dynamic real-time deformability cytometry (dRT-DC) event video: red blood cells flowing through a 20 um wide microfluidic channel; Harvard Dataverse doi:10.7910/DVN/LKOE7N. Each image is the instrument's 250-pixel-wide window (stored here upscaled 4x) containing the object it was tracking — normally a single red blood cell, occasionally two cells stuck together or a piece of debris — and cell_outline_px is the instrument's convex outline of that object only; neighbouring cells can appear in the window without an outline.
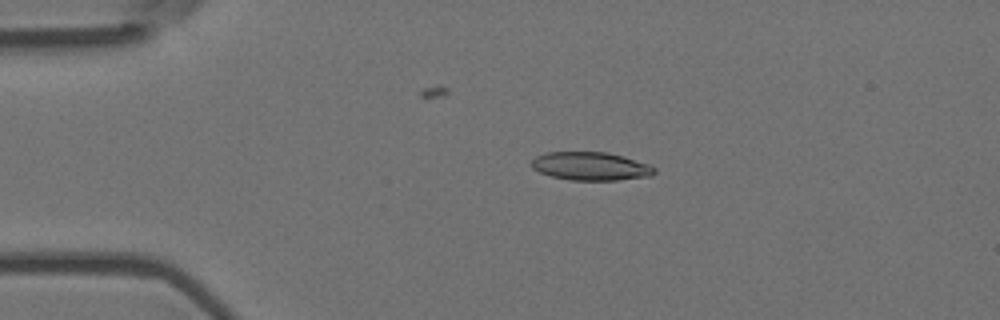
{"species": "Egyptian fruit bat (a non-hibernating species)", "species_latin": "Rousettus aegyptiacus", "temperature_condition": "room temperature", "stored_images_in_passage": 3, "camera_frame_rate_fps": 3000, "um_per_image_px": 0.085, "animal": {"sex": "female"}, "frame": {"image": 1, "passage_image": 3, "time_ms": 0.667, "image_size_px": [1000, 320], "cell_outline_px": [[656, 172], [652, 176], [616, 180], [568, 180], [552, 176], [540, 172], [532, 168], [528, 164], [536, 156], [548, 152], [608, 152], [624, 156], [648, 164], [656, 168]], "centroid_in_image_um": [50.21, 14.12], "position_along_channel_um": 34.8, "area_um2": 20.4}}